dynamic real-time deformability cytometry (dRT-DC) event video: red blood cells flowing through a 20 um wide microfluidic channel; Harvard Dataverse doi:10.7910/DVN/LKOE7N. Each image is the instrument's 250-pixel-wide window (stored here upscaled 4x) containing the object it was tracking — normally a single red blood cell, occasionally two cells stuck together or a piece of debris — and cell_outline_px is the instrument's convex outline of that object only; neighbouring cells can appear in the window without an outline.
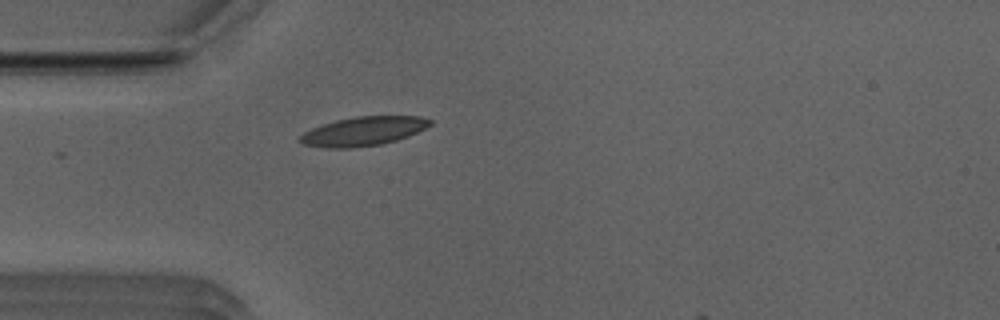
{"species": "Egyptian fruit bat (a non-hibernating species)", "species_latin": "Rousettus aegyptiacus", "temperature_condition": "room temperature", "stored_images_in_passage": 28, "camera_frame_rate_fps": 3000, "um_per_image_px": 0.085, "animal": {"sex": "male"}, "frame": {"image": 1, "passage_image": 1, "time_ms": 0.0, "image_size_px": [1000, 320], "cell_outline_px": [[432, 124], [408, 136], [396, 140], [380, 144], [352, 148], [332, 148], [304, 144], [300, 140], [300, 136], [304, 132], [312, 128], [336, 120], [356, 116], [420, 116], [432, 120]], "centroid_in_image_um": [30.91, 11.14], "position_along_channel_um": 54.1, "area_um2": 21.68}}
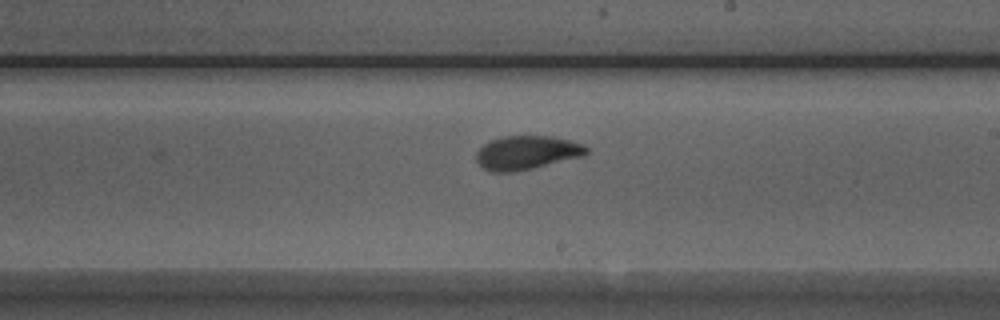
{"frame": {"image": 2, "passage_image": 16, "time_ms": 5.0, "image_size_px": [1000, 320], "cell_outline_px": [[588, 152], [584, 156], [532, 168], [512, 172], [492, 172], [484, 168], [476, 160], [476, 152], [488, 140], [504, 136], [552, 136], [584, 144], [588, 148]], "centroid_in_image_um": [44.77, 12.97], "position_along_channel_um": 244.2, "area_um2": 21.68}}
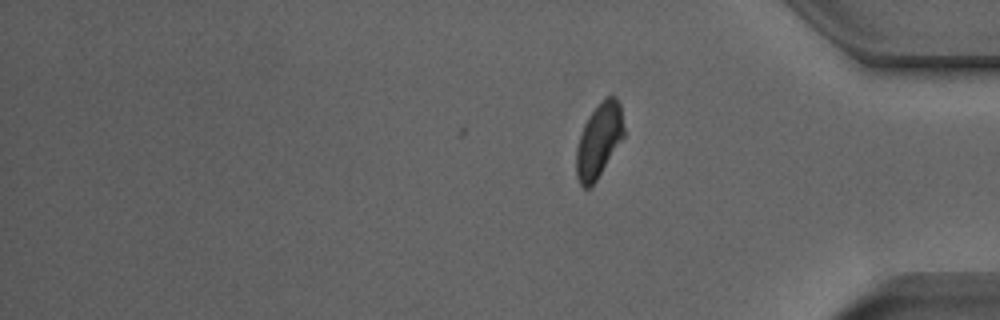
{"frame": {"image": 3, "passage_image": 28, "time_ms": 9.0, "image_size_px": [1000, 320], "cell_outline_px": [[624, 136], [596, 180], [588, 188], [584, 188], [580, 184], [576, 176], [576, 148], [584, 124], [588, 116], [604, 96], [616, 96], [620, 104], [624, 128]], "centroid_in_image_um": [50.9, 11.9], "position_along_channel_um": 384.3, "area_um2": 20.46}, "authors_computed_cell_mechanics": {"area_um2": 21.675, "velocity_mm_per_s": 3.9179, "shape_relaxation_time_tau1_ms": 3.4564, "shape_relaxation_time_tau2_ms": 1.3701, "deformation_change_tau1": 0.1467, "deformation_change_tau2": 0.036}}